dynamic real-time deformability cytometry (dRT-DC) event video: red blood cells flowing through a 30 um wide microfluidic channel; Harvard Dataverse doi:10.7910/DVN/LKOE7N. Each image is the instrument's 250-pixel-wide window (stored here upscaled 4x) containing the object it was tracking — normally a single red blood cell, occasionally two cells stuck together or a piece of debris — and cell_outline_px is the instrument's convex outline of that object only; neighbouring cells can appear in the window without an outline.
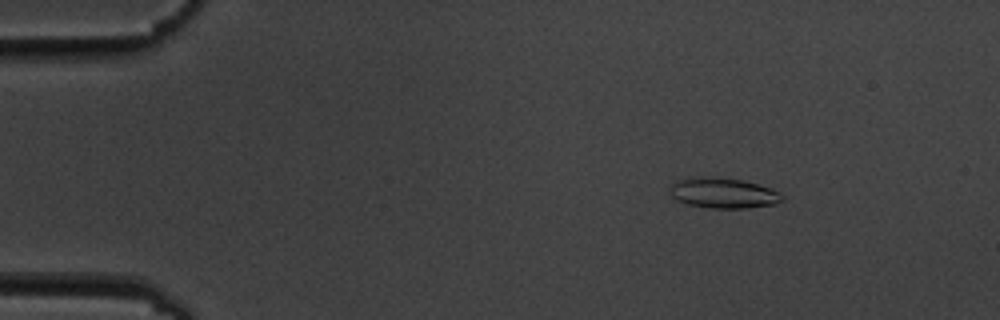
{"species": "common noctule bat (a hibernating species)", "species_latin": "Nyctalus noctula", "temperature_condition": "cold", "stored_images_in_passage": 56, "camera_frame_rate_fps": 3000, "um_per_image_px": 0.085, "animal": {"sex": "male", "body_mass_g": 19.5, "forearm_length_mm": 54.6}, "frame": {"image": 1, "passage_image": 8, "time_ms": 2.333, "image_size_px": [1000, 320], "cell_outline_px": [[784, 200], [776, 204], [748, 208], [712, 208], [688, 204], [676, 200], [668, 196], [672, 184], [676, 180], [688, 176], [716, 176], [740, 180], [772, 188], [780, 192], [784, 196]], "centroid_in_image_um": [61.45, 16.39], "position_along_channel_um": 23.6, "area_um2": 20.35}}
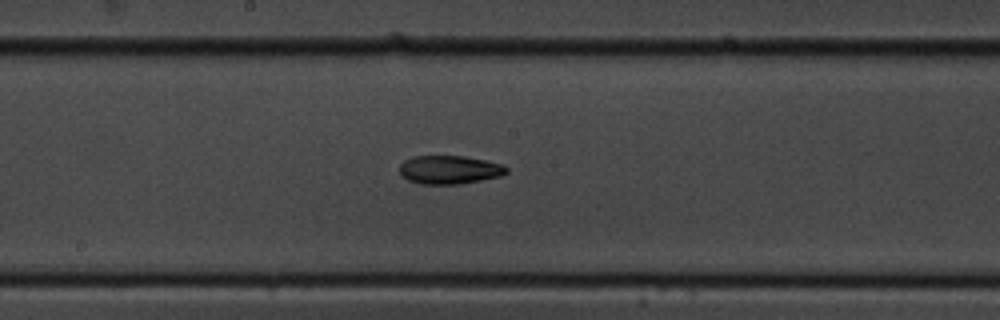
{"frame": {"image": 2, "passage_image": 30, "time_ms": 9.667, "image_size_px": [1000, 320], "cell_outline_px": [[508, 172], [504, 176], [460, 184], [420, 184], [408, 180], [400, 172], [400, 164], [404, 160], [412, 156], [464, 156], [504, 164], [508, 168]], "centroid_in_image_um": [38.25, 14.43], "position_along_channel_um": 210.0, "area_um2": 17.92}}
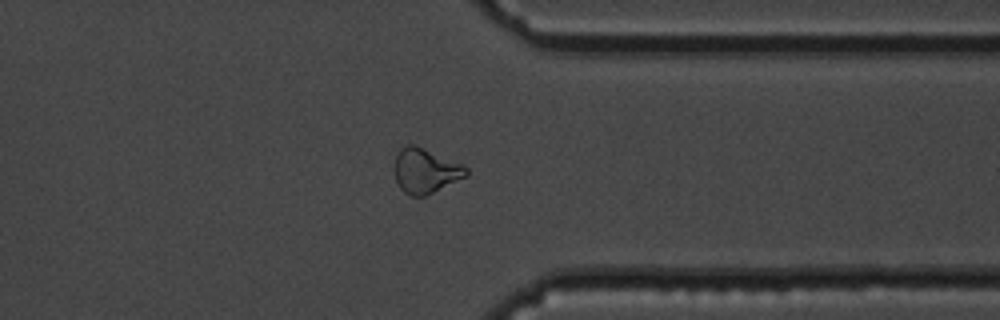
{"frame": {"image": 3, "passage_image": 44, "time_ms": 14.333, "image_size_px": [1000, 320], "cell_outline_px": [[468, 176], [424, 196], [408, 196], [400, 188], [396, 180], [396, 156], [400, 148], [408, 144], [416, 144], [464, 164], [468, 168]], "centroid_in_image_um": [36.2, 14.5], "position_along_channel_um": 375.2, "area_um2": 18.84}, "authors_computed_cell_mechanics": {"area_um2": 18.7272, "velocity_mm_per_s": 3.6054, "shape_relaxation_time_tau1_ms": 3.4184, "shape_relaxation_time_tau2_ms": 7.1352, "deformation_change_tau1": 0.1135, "deformation_change_tau2": 0.1601}}